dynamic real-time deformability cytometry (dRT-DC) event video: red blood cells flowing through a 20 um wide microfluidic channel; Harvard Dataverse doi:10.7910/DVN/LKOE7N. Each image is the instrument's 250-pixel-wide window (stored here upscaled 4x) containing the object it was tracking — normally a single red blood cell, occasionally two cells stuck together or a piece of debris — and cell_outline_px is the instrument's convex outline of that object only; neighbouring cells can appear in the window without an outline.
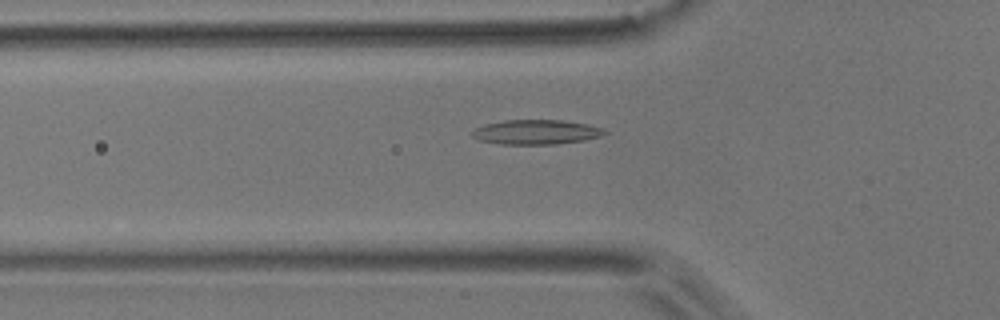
{"species": "common noctule bat (a hibernating species)", "species_latin": "Nyctalus noctula", "temperature_condition": "room temperature", "stored_images_in_passage": 27, "camera_frame_rate_fps": 3000, "um_per_image_px": 0.085, "animal": {"sex": "male", "body_mass_g": 17.9}, "frame": {"image": 1, "passage_image": 5, "time_ms": 1.333, "image_size_px": [1000, 320], "cell_outline_px": [[608, 132], [600, 136], [584, 140], [556, 144], [500, 144], [480, 140], [472, 136], [472, 132], [476, 128], [484, 124], [504, 120], [564, 120], [588, 124], [600, 128]], "centroid_in_image_um": [45.56, 11.22], "position_along_channel_um": 80.2, "area_um2": 18.9}}
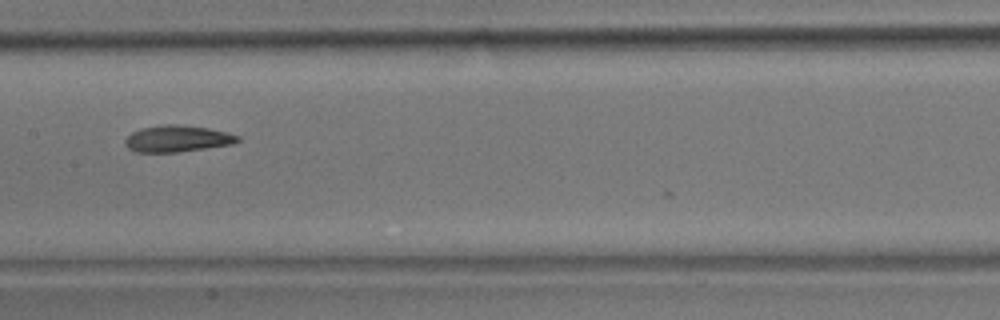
{"frame": {"image": 2, "passage_image": 14, "time_ms": 4.333, "image_size_px": [1000, 320], "cell_outline_px": [[240, 140], [232, 144], [176, 152], [136, 152], [128, 148], [124, 144], [124, 140], [132, 132], [140, 128], [160, 124], [172, 124], [208, 128], [228, 132], [240, 136]], "centroid_in_image_um": [15.04, 11.78], "position_along_channel_um": 192.4, "area_um2": 17.4}}
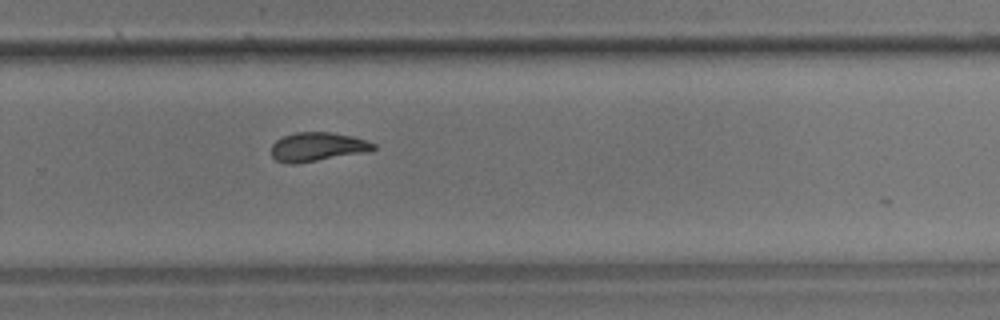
{"frame": {"image": 3, "passage_image": 23, "time_ms": 7.333, "image_size_px": [1000, 320], "cell_outline_px": [[376, 148], [360, 152], [296, 164], [288, 164], [276, 160], [272, 156], [272, 144], [276, 140], [284, 136], [296, 132], [332, 132], [352, 136], [376, 144]], "centroid_in_image_um": [26.91, 12.47], "position_along_channel_um": 302.9, "area_um2": 16.82}}